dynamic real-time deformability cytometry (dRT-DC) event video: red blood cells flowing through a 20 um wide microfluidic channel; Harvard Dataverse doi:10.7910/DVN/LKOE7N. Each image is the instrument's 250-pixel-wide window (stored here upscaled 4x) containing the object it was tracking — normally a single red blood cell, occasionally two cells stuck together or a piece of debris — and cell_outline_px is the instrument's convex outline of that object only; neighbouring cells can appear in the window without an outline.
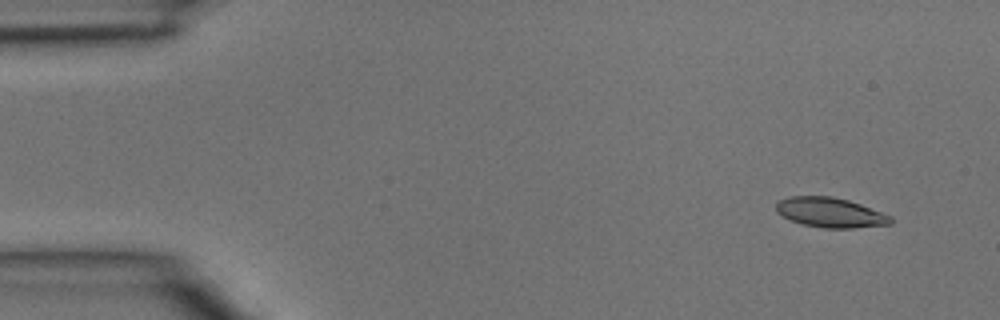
{"species": "common noctule bat (a hibernating species)", "species_latin": "Nyctalus noctula", "temperature_condition": "room temperature", "stored_images_in_passage": 3, "camera_frame_rate_fps": 3000, "um_per_image_px": 0.085, "animal": {"sex": "male", "body_mass_g": 15.6}, "frame": {"image": 1, "passage_image": 1, "time_ms": 0.0, "image_size_px": [1000, 320], "cell_outline_px": [[892, 224], [852, 228], [824, 228], [800, 224], [776, 212], [776, 204], [780, 200], [788, 196], [832, 196], [848, 200], [860, 204], [892, 216]], "centroid_in_image_um": [70.58, 18.06], "position_along_channel_um": 14.4, "area_um2": 19.88}}